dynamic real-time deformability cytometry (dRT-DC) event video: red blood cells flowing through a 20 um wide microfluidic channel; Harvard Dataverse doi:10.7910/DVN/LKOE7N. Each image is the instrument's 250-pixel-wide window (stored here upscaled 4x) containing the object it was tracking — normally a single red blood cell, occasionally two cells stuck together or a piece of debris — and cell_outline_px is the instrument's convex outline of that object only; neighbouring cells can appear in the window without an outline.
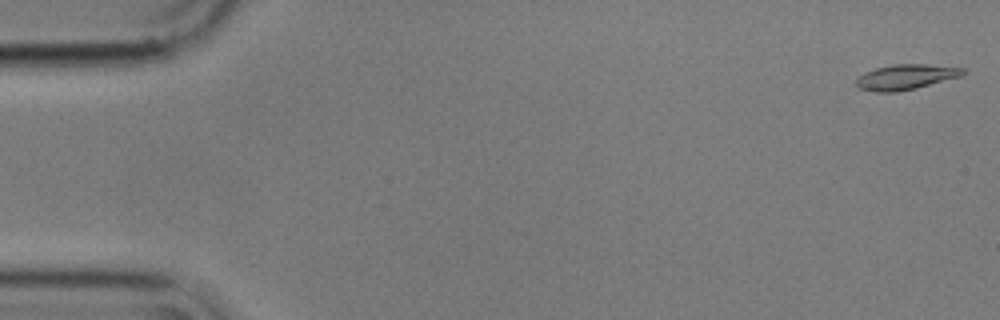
{"species": "common noctule bat (a hibernating species)", "species_latin": "Nyctalus noctula", "temperature_condition": "cold", "stored_images_in_passage": 6, "camera_frame_rate_fps": 3000, "um_per_image_px": 0.085, "animal": {"sex": "male", "body_mass_g": 17.9}, "frame": {"image": 1, "passage_image": 1, "time_ms": 0.0, "image_size_px": [1000, 320], "cell_outline_px": [[968, 72], [964, 76], [916, 88], [896, 92], [876, 92], [860, 88], [856, 84], [856, 80], [864, 72], [876, 68], [892, 64], [924, 64], [964, 68]], "centroid_in_image_um": [77.05, 6.54], "position_along_channel_um": 7.9, "area_um2": 15.78}}
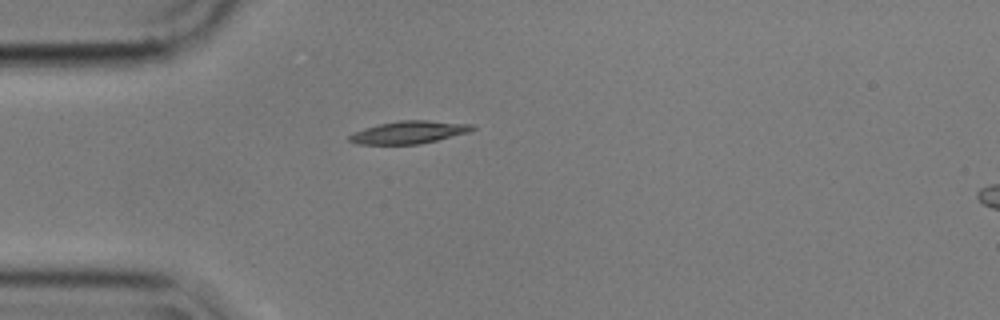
{"frame": {"image": 2, "passage_image": 5, "time_ms": 1.333, "image_size_px": [1000, 320], "cell_outline_px": [[476, 128], [468, 132], [420, 144], [356, 144], [348, 140], [348, 136], [352, 132], [364, 128], [380, 124], [400, 120], [428, 120], [472, 124]], "centroid_in_image_um": [34.72, 11.24], "position_along_channel_um": 50.3, "area_um2": 16.13}}